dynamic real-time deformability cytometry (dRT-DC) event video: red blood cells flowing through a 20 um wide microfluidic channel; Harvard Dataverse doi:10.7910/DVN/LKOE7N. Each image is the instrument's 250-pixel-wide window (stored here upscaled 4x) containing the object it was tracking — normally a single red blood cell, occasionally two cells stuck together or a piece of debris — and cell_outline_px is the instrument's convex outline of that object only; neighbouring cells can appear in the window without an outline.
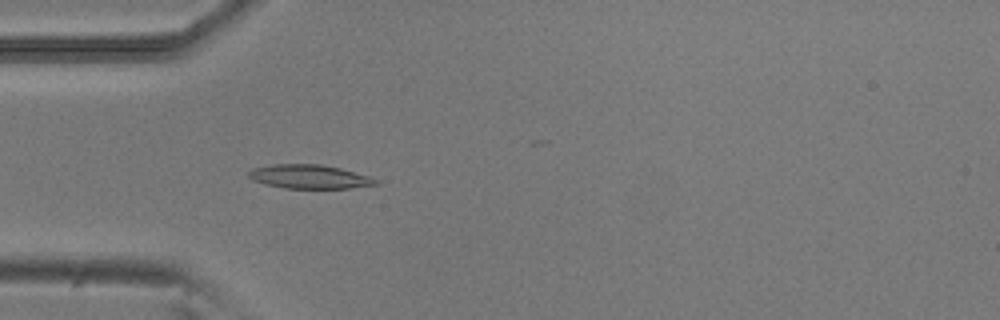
{"species": "common noctule bat (a hibernating species)", "species_latin": "Nyctalus noctula", "temperature_condition": "room temperature", "stored_images_in_passage": 4, "camera_frame_rate_fps": 3000, "um_per_image_px": 0.085, "animal": {"sex": "male", "body_mass_g": 20.5, "forearm_length_mm": 52.5}, "frame": {"image": 1, "passage_image": 4, "time_ms": 1.0, "image_size_px": [1000, 320], "cell_outline_px": [[380, 184], [352, 188], [284, 188], [264, 184], [252, 180], [248, 176], [248, 172], [252, 168], [272, 164], [320, 164], [340, 168], [368, 176], [380, 180]], "centroid_in_image_um": [26.3, 15.02], "position_along_channel_um": 58.7, "area_um2": 17.8}}